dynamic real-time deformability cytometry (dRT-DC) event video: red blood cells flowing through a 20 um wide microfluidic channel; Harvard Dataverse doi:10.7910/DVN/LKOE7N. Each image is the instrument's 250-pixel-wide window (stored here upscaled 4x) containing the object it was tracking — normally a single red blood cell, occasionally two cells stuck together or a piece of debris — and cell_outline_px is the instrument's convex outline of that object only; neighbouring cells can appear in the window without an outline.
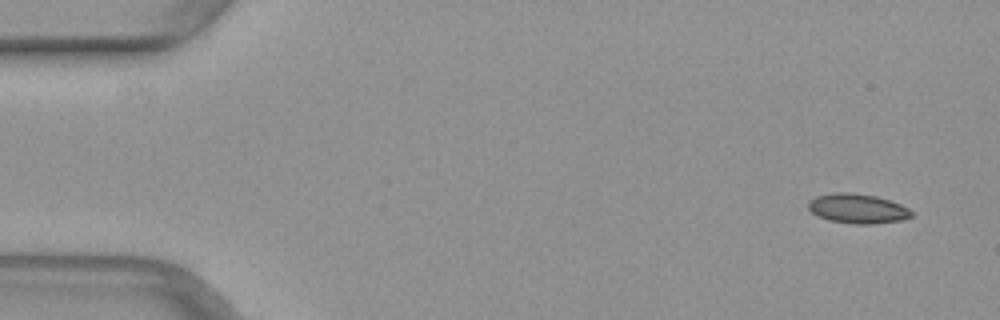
{"species": "common noctule bat (a hibernating species)", "species_latin": "Nyctalus noctula", "temperature_condition": "warm", "stored_images_in_passage": 48, "camera_frame_rate_fps": 3000, "um_per_image_px": 0.085, "animal": {"sex": "female", "body_mass_g": 29.2, "forearm_length_mm": 56.3}, "frame": {"image": 1, "passage_image": 1, "time_ms": 0.0, "image_size_px": [1000, 320], "cell_outline_px": [[912, 216], [900, 220], [872, 224], [852, 224], [828, 220], [812, 212], [808, 208], [808, 200], [816, 196], [836, 192], [852, 192], [876, 196], [900, 204], [908, 208], [912, 212]], "centroid_in_image_um": [72.87, 17.72], "position_along_channel_um": 12.1, "area_um2": 17.74}}
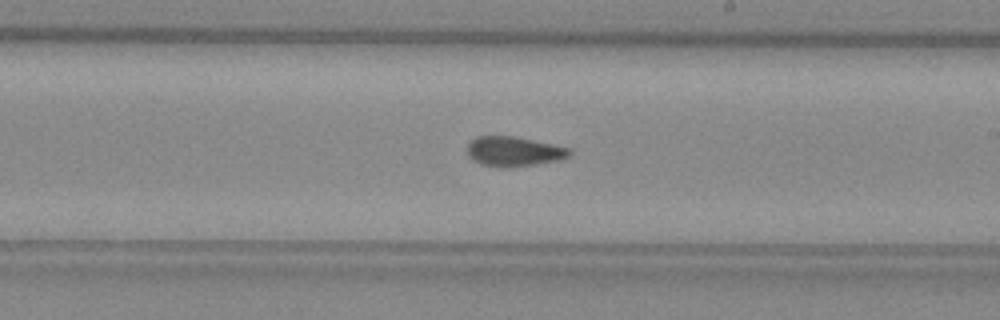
{"frame": {"image": 2, "passage_image": 27, "time_ms": 8.667, "image_size_px": [1000, 320], "cell_outline_px": [[572, 152], [568, 156], [560, 160], [508, 168], [480, 164], [472, 160], [468, 156], [468, 144], [476, 136], [512, 136], [572, 148]], "centroid_in_image_um": [43.67, 12.88], "position_along_channel_um": 245.3, "area_um2": 17.69}}
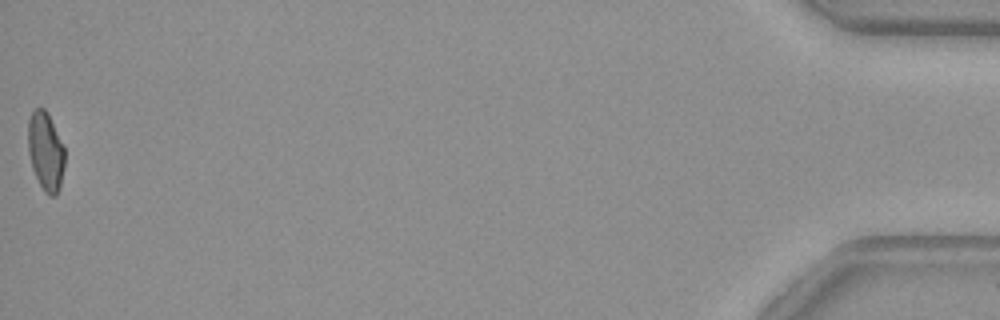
{"frame": {"image": 3, "passage_image": 48, "time_ms": 15.667, "image_size_px": [1000, 320], "cell_outline_px": [[64, 168], [60, 188], [56, 196], [48, 196], [44, 192], [32, 168], [28, 152], [28, 120], [32, 112], [36, 108], [44, 108], [48, 112], [64, 148]], "centroid_in_image_um": [3.88, 12.88], "position_along_channel_um": 431.3, "area_um2": 16.88}}